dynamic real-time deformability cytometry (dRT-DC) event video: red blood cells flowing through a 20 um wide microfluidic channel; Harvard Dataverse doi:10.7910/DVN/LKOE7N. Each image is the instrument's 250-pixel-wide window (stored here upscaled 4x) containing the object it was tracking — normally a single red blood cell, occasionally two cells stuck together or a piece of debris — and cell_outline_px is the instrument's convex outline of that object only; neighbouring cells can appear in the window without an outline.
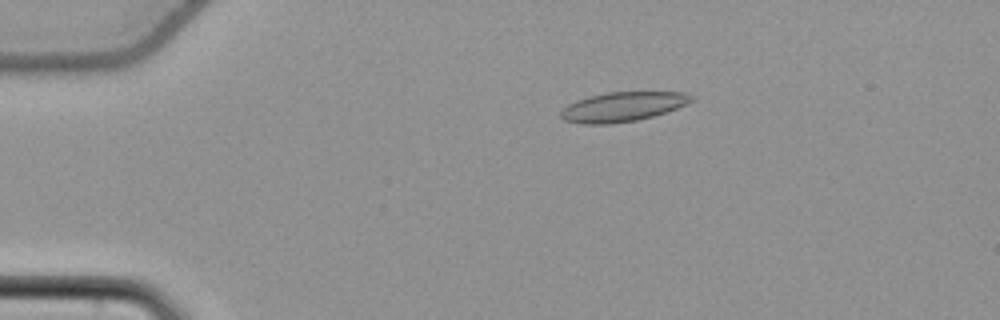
{"species": "common noctule bat (a hibernating species)", "species_latin": "Nyctalus noctula", "temperature_condition": "cold", "stored_images_in_passage": 56, "camera_frame_rate_fps": 3000, "um_per_image_px": 0.085, "animal": {"sex": "female", "body_mass_g": 22.7, "forearm_length_mm": 54.2}, "frame": {"image": 1, "passage_image": 12, "time_ms": 3.667, "image_size_px": [1000, 320], "cell_outline_px": [[696, 100], [688, 104], [652, 116], [636, 120], [608, 124], [580, 124], [564, 120], [560, 116], [560, 112], [568, 104], [576, 100], [588, 96], [608, 92], [684, 92], [696, 96]], "centroid_in_image_um": [52.95, 9.06], "position_along_channel_um": 32.1, "area_um2": 22.54}}
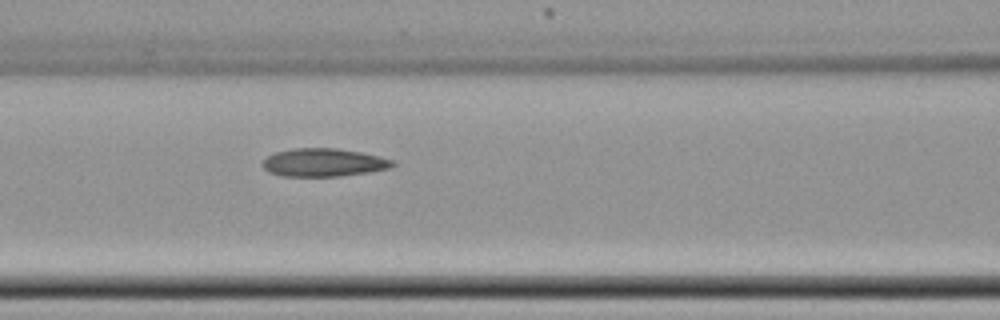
{"frame": {"image": 2, "passage_image": 25, "time_ms": 8.0, "image_size_px": [1000, 320], "cell_outline_px": [[396, 164], [388, 168], [368, 172], [340, 176], [280, 176], [268, 172], [260, 164], [268, 156], [276, 152], [292, 148], [336, 148], [360, 152], [392, 160]], "centroid_in_image_um": [27.45, 13.81], "position_along_channel_um": 139.2, "area_um2": 21.15}}
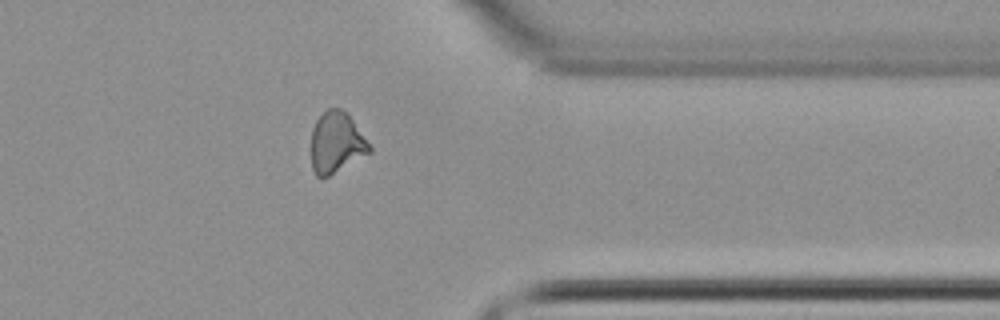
{"frame": {"image": 3, "passage_image": 45, "time_ms": 14.667, "image_size_px": [1000, 320], "cell_outline_px": [[372, 152], [328, 176], [316, 176], [312, 168], [312, 128], [316, 120], [328, 108], [340, 108], [348, 112], [372, 148]], "centroid_in_image_um": [28.61, 12.1], "position_along_channel_um": 382.8, "area_um2": 20.63}, "authors_computed_cell_mechanics": {"area_um2": 21.5883, "velocity_mm_per_s": 3.7853, "shape_relaxation_time_tau1_ms": 11.0584, "shape_relaxation_time_tau2_ms": 5.2201, "deformation_change_tau1": 0.1831, "deformation_change_tau2": 0.1435}}